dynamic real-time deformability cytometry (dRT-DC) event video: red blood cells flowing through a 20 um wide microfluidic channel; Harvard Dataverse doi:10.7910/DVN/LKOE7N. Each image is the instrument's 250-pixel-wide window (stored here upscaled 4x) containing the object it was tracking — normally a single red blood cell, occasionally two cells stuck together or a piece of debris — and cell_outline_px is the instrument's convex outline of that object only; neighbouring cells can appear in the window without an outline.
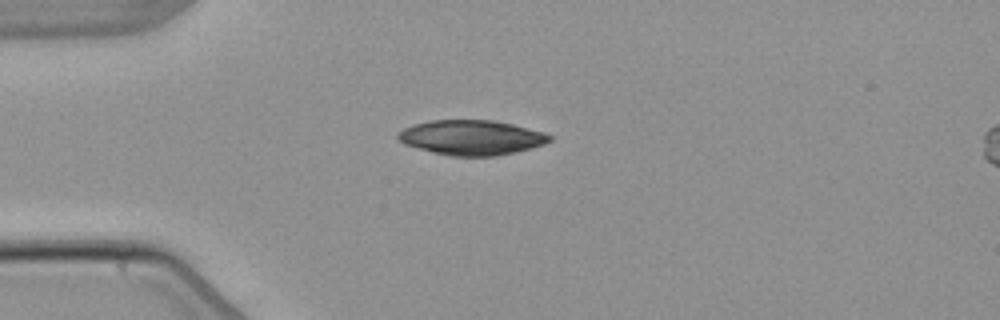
{"species": "common noctule bat (a hibernating species)", "species_latin": "Nyctalus noctula", "temperature_condition": "warm", "stored_images_in_passage": 4, "camera_frame_rate_fps": 3000, "um_per_image_px": 0.085, "animal": {"sex": "male", "body_mass_g": 21.5, "forearm_length_mm": 52.0}, "frame": {"image": 1, "passage_image": 1, "time_ms": 0.0, "image_size_px": [1000, 320], "cell_outline_px": [[552, 140], [544, 144], [532, 148], [516, 152], [496, 156], [448, 156], [432, 152], [404, 144], [396, 140], [396, 132], [412, 124], [432, 120], [492, 120], [512, 124], [544, 132], [552, 136]], "centroid_in_image_um": [40.04, 11.69], "position_along_channel_um": 45.0, "area_um2": 31.1}}
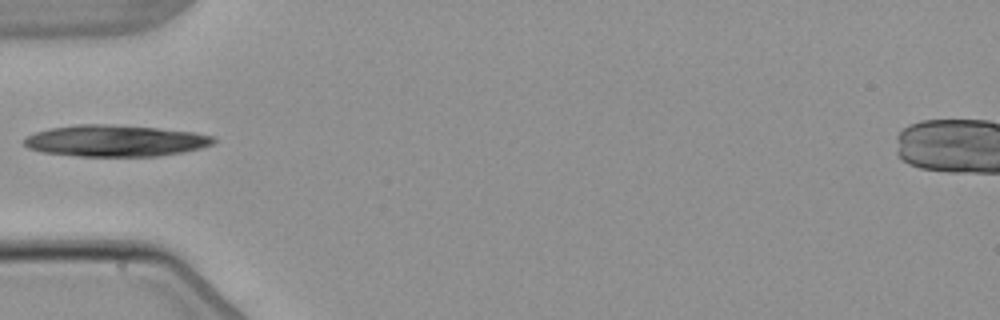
{"frame": {"image": 2, "passage_image": 2, "time_ms": 1.333, "image_size_px": [1000, 320], "cell_outline_px": [[216, 140], [212, 144], [200, 148], [184, 152], [156, 156], [80, 156], [40, 152], [28, 148], [20, 140], [24, 136], [36, 132], [52, 128], [76, 124], [108, 124], [156, 128], [192, 132], [212, 136]], "centroid_in_image_um": [9.73, 11.97], "position_along_channel_um": 75.3, "area_um2": 34.74}}